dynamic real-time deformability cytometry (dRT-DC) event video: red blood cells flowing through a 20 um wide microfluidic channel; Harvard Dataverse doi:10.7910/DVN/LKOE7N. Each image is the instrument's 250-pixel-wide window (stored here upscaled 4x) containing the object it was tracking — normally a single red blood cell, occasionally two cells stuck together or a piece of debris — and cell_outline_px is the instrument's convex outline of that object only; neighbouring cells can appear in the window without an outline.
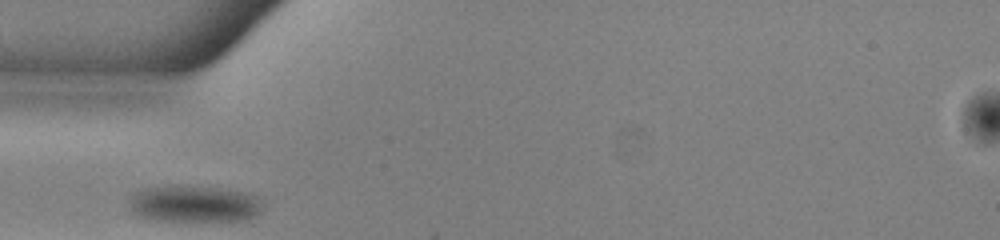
{"species": "common noctule bat (a hibernating species)", "species_latin": "Nyctalus noctula", "temperature_condition": "warm", "stored_images_in_passage": 26, "camera_frame_rate_fps": 3000, "um_per_image_px": 0.085, "animal": {"sex": "male", "body_mass_g": 13.0, "forearm_length_mm": 53.1}, "frame": {"image": 1, "passage_image": 1, "time_ms": 0.0, "image_size_px": [1000, 240], "cell_outline_px": [[260, 212], [256, 216], [248, 220], [152, 220], [136, 216], [128, 208], [128, 204], [132, 196], [136, 192], [148, 188], [216, 188], [244, 192], [260, 196]], "centroid_in_image_um": [16.51, 17.37], "position_along_channel_um": 68.5, "area_um2": 27.74}}
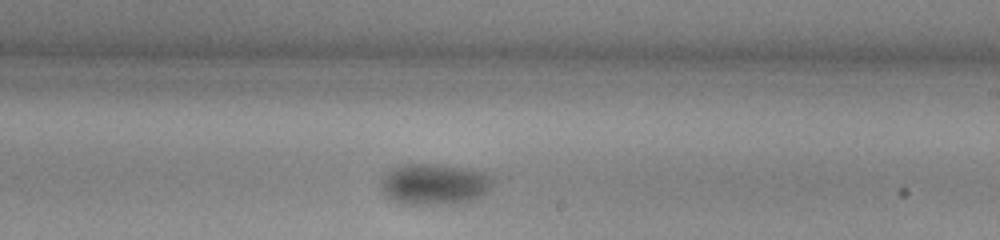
{"frame": {"image": 2, "passage_image": 15, "time_ms": 4.667, "image_size_px": [1000, 240], "cell_outline_px": [[492, 184], [480, 196], [472, 200], [456, 204], [408, 204], [392, 200], [384, 192], [380, 184], [384, 176], [392, 168], [400, 164], [436, 164], [484, 172], [492, 180]], "centroid_in_image_um": [36.88, 15.66], "position_along_channel_um": 252.1, "area_um2": 26.3}}
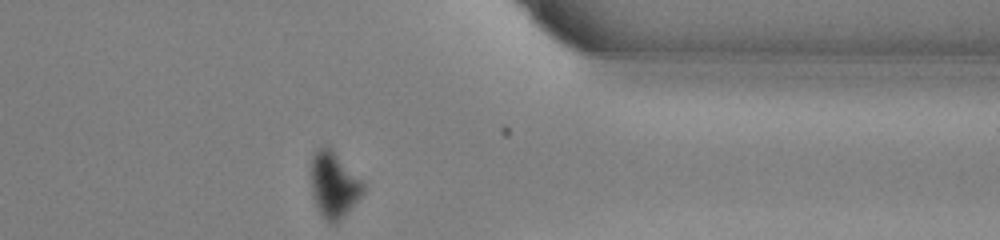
{"frame": {"image": 3, "passage_image": 26, "time_ms": 8.333, "image_size_px": [1000, 240], "cell_outline_px": [[364, 192], [344, 216], [336, 224], [328, 224], [324, 220], [316, 208], [312, 196], [312, 156], [324, 144], [332, 148], [364, 184]], "centroid_in_image_um": [28.36, 15.75], "position_along_channel_um": 383.0, "area_um2": 19.94}, "authors_computed_cell_mechanics": {"area_um2": 26.3857, "velocity_mm_per_s": 3.9367, "shape_relaxation_time_tau1_ms": 1.5675, "shape_relaxation_time_tau2_ms": null, "deformation_change_tau1": 0.0557, "deformation_change_tau2": null}}